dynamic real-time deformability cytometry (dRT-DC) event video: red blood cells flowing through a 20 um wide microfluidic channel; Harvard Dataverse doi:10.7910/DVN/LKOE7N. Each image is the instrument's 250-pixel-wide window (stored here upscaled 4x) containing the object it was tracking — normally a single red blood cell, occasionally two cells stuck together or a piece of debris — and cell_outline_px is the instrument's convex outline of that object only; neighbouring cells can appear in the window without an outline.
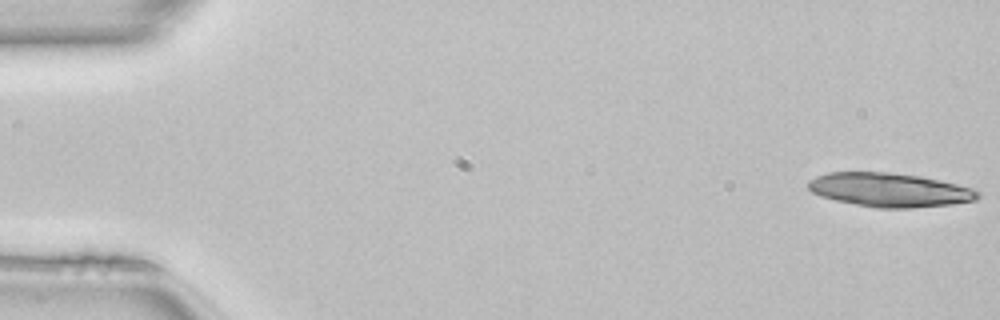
{"species": "common noctule bat (a hibernating species)", "species_latin": "Nyctalus noctula", "temperature_condition": "room temperature", "stored_images_in_passage": 12, "camera_frame_rate_fps": 3000, "um_per_image_px": 0.085, "animal": {"sex": "female", "body_mass_g": 22.7, "forearm_length_mm": 54.2}, "frame": {"image": 1, "passage_image": 1, "time_ms": 0.0, "image_size_px": [1000, 320], "cell_outline_px": [[980, 196], [976, 200], [952, 204], [908, 208], [876, 208], [836, 200], [820, 196], [812, 192], [808, 188], [808, 180], [816, 176], [828, 172], [888, 172], [920, 176], [940, 180], [972, 188], [980, 192]], "centroid_in_image_um": [75.61, 16.14], "position_along_channel_um": 9.4, "area_um2": 33.47}}